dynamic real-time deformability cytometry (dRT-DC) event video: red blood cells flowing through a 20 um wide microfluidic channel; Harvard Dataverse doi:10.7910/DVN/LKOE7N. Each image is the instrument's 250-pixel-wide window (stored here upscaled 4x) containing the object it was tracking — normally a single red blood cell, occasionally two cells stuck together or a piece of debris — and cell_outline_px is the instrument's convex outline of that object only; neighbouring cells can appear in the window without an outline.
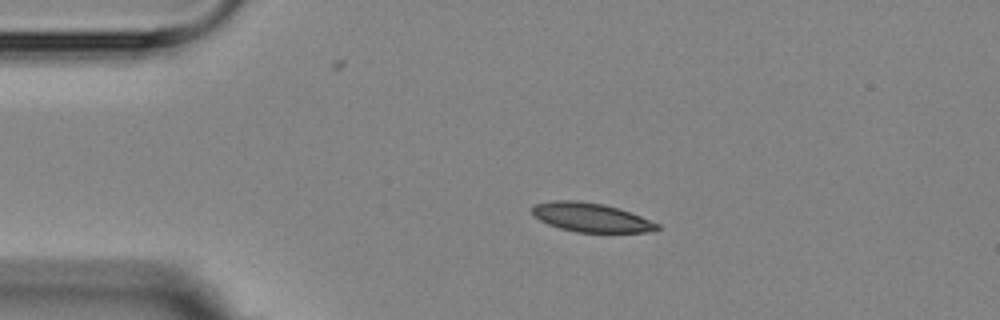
{"species": "Egyptian fruit bat (a non-hibernating species)", "species_latin": "Rousettus aegyptiacus", "temperature_condition": "room temperature", "stored_images_in_passage": 2, "camera_frame_rate_fps": 3000, "um_per_image_px": 0.085, "animal": {"sex": "female"}, "frame": {"image": 1, "passage_image": 1, "time_ms": 0.0, "image_size_px": [1000, 320], "cell_outline_px": [[660, 228], [656, 232], [576, 232], [560, 228], [548, 224], [540, 220], [532, 212], [532, 208], [536, 204], [552, 200], [576, 200], [604, 204], [640, 216], [660, 224]], "centroid_in_image_um": [50.26, 18.49], "position_along_channel_um": 34.7, "area_um2": 20.98}}